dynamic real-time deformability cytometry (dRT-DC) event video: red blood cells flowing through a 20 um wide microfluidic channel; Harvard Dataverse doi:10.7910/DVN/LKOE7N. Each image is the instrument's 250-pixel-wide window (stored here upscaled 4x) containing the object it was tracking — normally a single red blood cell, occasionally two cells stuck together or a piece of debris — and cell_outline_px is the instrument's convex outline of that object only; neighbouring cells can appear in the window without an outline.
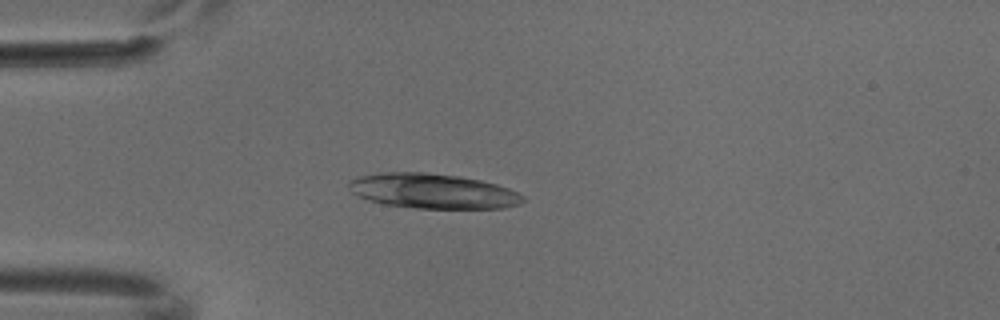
{"species": "common noctule bat (a hibernating species)", "species_latin": "Nyctalus noctula", "temperature_condition": "cold", "stored_images_in_passage": 4, "camera_frame_rate_fps": 3000, "um_per_image_px": 0.085, "animal": {"sex": "male", "body_mass_g": 18.8}, "frame": {"image": 1, "passage_image": 4, "time_ms": 1.0, "image_size_px": [1000, 320], "cell_outline_px": [[524, 200], [520, 204], [504, 208], [416, 208], [384, 204], [368, 200], [352, 192], [348, 188], [348, 180], [360, 176], [380, 172], [424, 172], [460, 176], [480, 180], [496, 184], [508, 188], [524, 196]], "centroid_in_image_um": [36.77, 16.23], "position_along_channel_um": 48.2, "area_um2": 35.43}}